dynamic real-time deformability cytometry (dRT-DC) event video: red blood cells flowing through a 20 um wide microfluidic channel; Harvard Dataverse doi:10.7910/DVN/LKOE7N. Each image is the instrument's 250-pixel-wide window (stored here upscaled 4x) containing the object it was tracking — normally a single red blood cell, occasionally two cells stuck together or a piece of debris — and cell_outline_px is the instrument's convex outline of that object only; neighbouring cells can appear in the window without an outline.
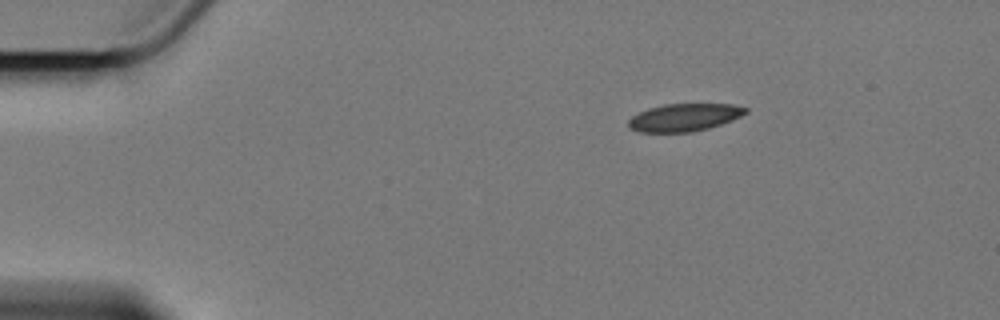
{"species": "Egyptian fruit bat (a non-hibernating species)", "species_latin": "Rousettus aegyptiacus", "temperature_condition": "cold", "stored_images_in_passage": 4, "camera_frame_rate_fps": 3000, "um_per_image_px": 0.085, "animal": {"sex": "female"}, "frame": {"image": 1, "passage_image": 4, "time_ms": 3.667, "image_size_px": [1000, 320], "cell_outline_px": [[748, 112], [732, 120], [708, 128], [692, 132], [640, 132], [628, 128], [628, 120], [632, 116], [648, 108], [664, 104], [732, 104], [748, 108]], "centroid_in_image_um": [58.15, 9.98], "position_along_channel_um": 26.9, "area_um2": 18.84}}